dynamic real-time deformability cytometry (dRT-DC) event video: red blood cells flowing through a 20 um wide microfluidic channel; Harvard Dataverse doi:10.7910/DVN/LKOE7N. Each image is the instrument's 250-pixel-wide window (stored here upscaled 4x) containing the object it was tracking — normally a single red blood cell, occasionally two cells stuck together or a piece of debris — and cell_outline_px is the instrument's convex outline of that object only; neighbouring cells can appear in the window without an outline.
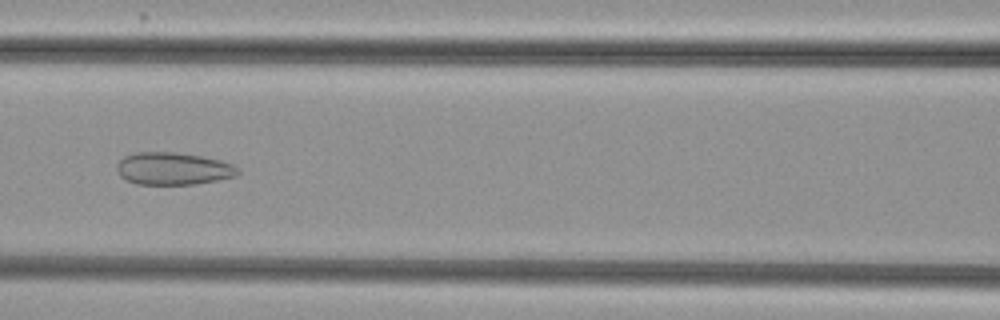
{"species": "common noctule bat (a hibernating species)", "species_latin": "Nyctalus noctula", "temperature_condition": "cold", "stored_images_in_passage": 6, "camera_frame_rate_fps": 3000, "um_per_image_px": 0.085, "animal": {"sex": "female", "body_mass_g": 29.2, "forearm_length_mm": 56.3}, "frame": {"image": 1, "passage_image": 6, "time_ms": 6.0, "image_size_px": [1000, 320], "cell_outline_px": [[240, 172], [236, 176], [196, 184], [136, 184], [124, 180], [120, 176], [116, 168], [116, 164], [124, 156], [136, 152], [176, 152], [200, 156], [220, 160], [232, 164]], "centroid_in_image_um": [14.67, 14.33], "position_along_channel_um": 151.9, "area_um2": 22.89}}